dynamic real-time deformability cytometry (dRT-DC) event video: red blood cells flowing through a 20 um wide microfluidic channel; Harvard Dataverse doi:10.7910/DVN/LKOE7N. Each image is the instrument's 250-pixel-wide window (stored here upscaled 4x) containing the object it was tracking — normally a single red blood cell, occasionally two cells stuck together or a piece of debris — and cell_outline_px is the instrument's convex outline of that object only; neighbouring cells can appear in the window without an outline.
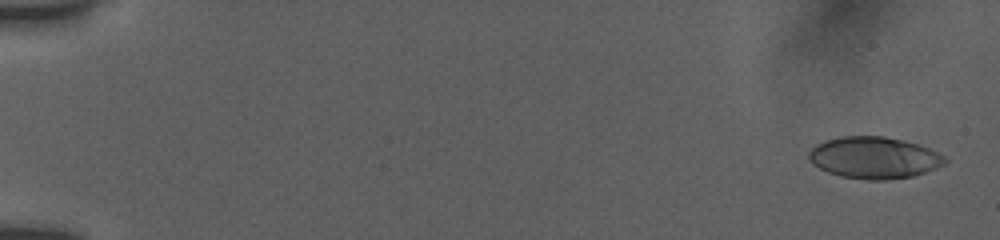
{"species": "human", "species_latin": "Homo sapiens", "temperature_condition": "room temperature", "stored_images_in_passage": 10, "camera_frame_rate_fps": 3000, "um_per_image_px": 0.085, "donor": {"sex": "female"}, "frame": {"image": 1, "passage_image": 1, "time_ms": 0.0, "image_size_px": [1000, 240], "cell_outline_px": [[948, 160], [944, 164], [936, 168], [912, 176], [888, 180], [868, 180], [840, 176], [828, 172], [812, 164], [808, 160], [808, 152], [816, 144], [824, 140], [844, 136], [884, 136], [904, 140], [920, 144], [944, 156]], "centroid_in_image_um": [74.28, 13.4], "position_along_channel_um": 10.7, "area_um2": 33.23}}
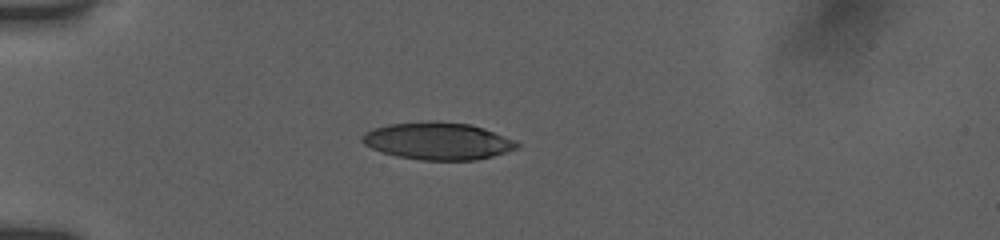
{"frame": {"image": 2, "passage_image": 7, "time_ms": 4.667, "image_size_px": [1000, 240], "cell_outline_px": [[520, 148], [492, 156], [476, 160], [420, 160], [396, 156], [372, 148], [364, 144], [360, 140], [364, 132], [372, 128], [388, 124], [428, 120], [436, 120], [468, 124], [484, 128], [516, 140], [520, 144]], "centroid_in_image_um": [37.22, 11.97], "position_along_channel_um": 47.8, "area_um2": 33.99}}
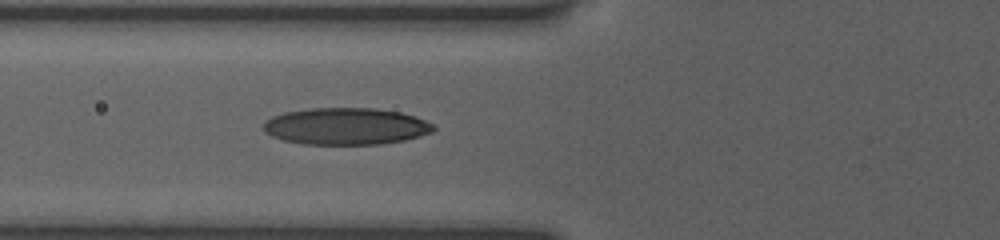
{"frame": {"image": 3, "passage_image": 10, "time_ms": 6.667, "image_size_px": [1000, 240], "cell_outline_px": [[436, 128], [432, 132], [420, 136], [404, 140], [380, 144], [300, 144], [284, 140], [272, 136], [264, 132], [264, 124], [272, 116], [284, 112], [312, 108], [376, 108], [400, 112], [424, 120], [432, 124]], "centroid_in_image_um": [29.39, 10.73], "position_along_channel_um": 96.4, "area_um2": 36.41}}